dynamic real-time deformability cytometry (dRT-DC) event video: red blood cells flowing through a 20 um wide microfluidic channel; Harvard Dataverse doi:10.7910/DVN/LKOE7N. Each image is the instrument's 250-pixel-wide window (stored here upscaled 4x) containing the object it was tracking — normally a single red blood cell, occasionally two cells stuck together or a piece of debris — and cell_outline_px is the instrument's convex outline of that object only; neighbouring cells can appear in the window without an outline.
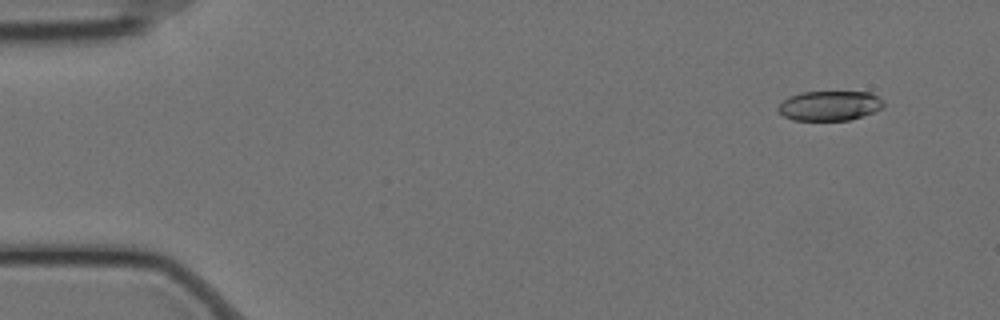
{"species": "Egyptian fruit bat (a non-hibernating species)", "species_latin": "Rousettus aegyptiacus", "temperature_condition": "cold", "stored_images_in_passage": 59, "camera_frame_rate_fps": 3000, "um_per_image_px": 0.085, "animal": {"sex": "female"}, "frame": {"image": 1, "passage_image": 5, "time_ms": 1.333, "image_size_px": [1000, 320], "cell_outline_px": [[884, 104], [880, 108], [872, 112], [848, 120], [792, 120], [784, 116], [776, 108], [788, 96], [800, 92], [872, 92], [880, 96], [884, 100]], "centroid_in_image_um": [70.51, 8.97], "position_along_channel_um": 14.5, "area_um2": 18.26}}
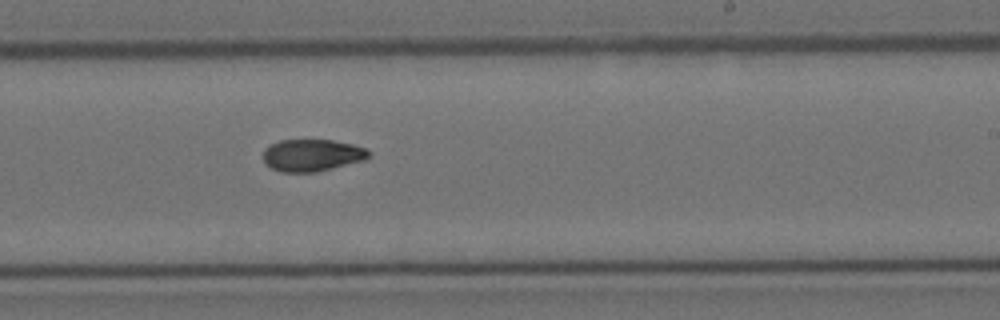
{"frame": {"image": 2, "passage_image": 36, "time_ms": 11.667, "image_size_px": [1000, 320], "cell_outline_px": [[368, 156], [364, 160], [316, 172], [280, 172], [264, 164], [264, 148], [268, 144], [280, 140], [332, 140], [352, 144], [364, 148], [368, 152]], "centroid_in_image_um": [26.45, 13.19], "position_along_channel_um": 262.5, "area_um2": 19.65}}
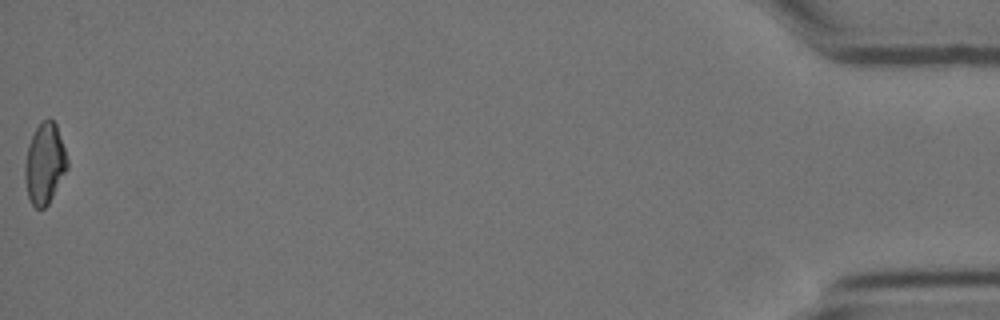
{"frame": {"image": 3, "passage_image": 59, "time_ms": 19.333, "image_size_px": [1000, 320], "cell_outline_px": [[68, 168], [48, 204], [44, 208], [36, 208], [32, 204], [28, 196], [24, 176], [24, 164], [28, 144], [36, 128], [48, 116], [56, 124], [68, 160]], "centroid_in_image_um": [3.79, 13.91], "position_along_channel_um": 431.4, "area_um2": 19.83}, "authors_computed_cell_mechanics": {"area_um2": 19.7098, "velocity_mm_per_s": 3.4792, "shape_relaxation_time_tau1_ms": 7.1776, "shape_relaxation_time_tau2_ms": null, "deformation_change_tau1": 0.1735, "deformation_change_tau2": null}}